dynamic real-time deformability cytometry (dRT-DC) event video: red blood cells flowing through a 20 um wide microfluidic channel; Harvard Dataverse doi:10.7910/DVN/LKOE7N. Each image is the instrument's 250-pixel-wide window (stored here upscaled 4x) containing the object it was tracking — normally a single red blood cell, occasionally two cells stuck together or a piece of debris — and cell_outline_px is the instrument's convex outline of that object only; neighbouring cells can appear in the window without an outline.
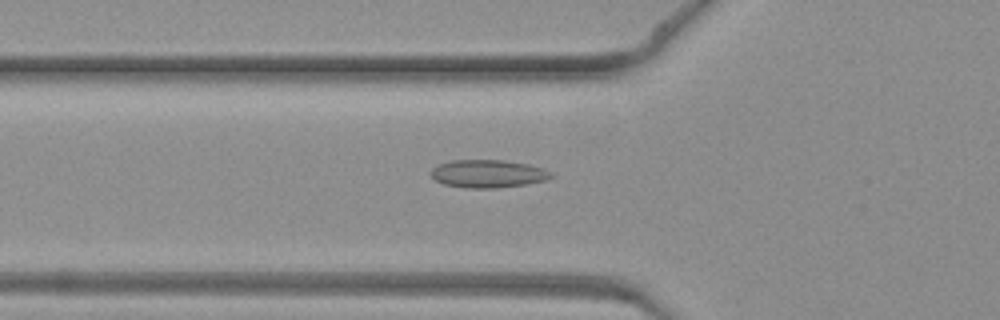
{"species": "common noctule bat (a hibernating species)", "species_latin": "Nyctalus noctula", "temperature_condition": "warm", "stored_images_in_passage": 37, "camera_frame_rate_fps": 3000, "um_per_image_px": 0.085, "animal": {"sex": "female", "body_mass_g": 19.3, "forearm_length_mm": 54.1}, "frame": {"image": 1, "passage_image": 8, "time_ms": 2.333, "image_size_px": [1000, 320], "cell_outline_px": [[552, 176], [544, 180], [524, 184], [496, 188], [464, 188], [444, 184], [436, 180], [432, 176], [432, 168], [436, 164], [452, 160], [504, 160], [528, 164], [544, 168], [552, 172]], "centroid_in_image_um": [41.45, 14.76], "position_along_channel_um": 84.3, "area_um2": 19.48}}
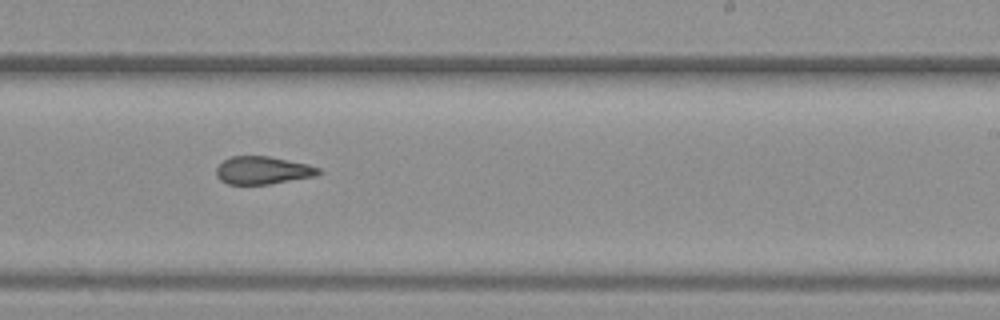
{"frame": {"image": 2, "passage_image": 20, "time_ms": 6.333, "image_size_px": [1000, 320], "cell_outline_px": [[324, 172], [316, 176], [272, 184], [228, 184], [220, 180], [216, 176], [216, 168], [224, 160], [232, 156], [268, 156], [308, 164], [320, 168]], "centroid_in_image_um": [22.37, 14.48], "position_along_channel_um": 266.6, "area_um2": 16.7}}
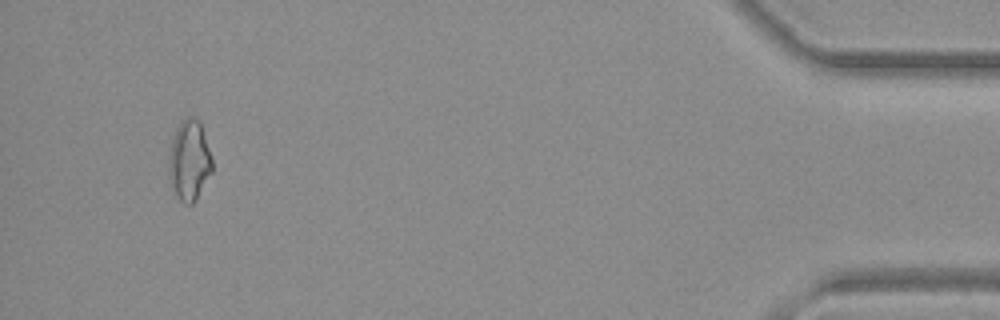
{"frame": {"image": 3, "passage_image": 35, "time_ms": 11.333, "image_size_px": [1000, 320], "cell_outline_px": [[212, 172], [196, 200], [192, 204], [184, 204], [176, 196], [172, 188], [168, 176], [168, 160], [172, 140], [176, 128], [188, 116], [192, 116], [200, 120], [212, 160]], "centroid_in_image_um": [16.08, 13.67], "position_along_channel_um": 419.1, "area_um2": 20.4}}